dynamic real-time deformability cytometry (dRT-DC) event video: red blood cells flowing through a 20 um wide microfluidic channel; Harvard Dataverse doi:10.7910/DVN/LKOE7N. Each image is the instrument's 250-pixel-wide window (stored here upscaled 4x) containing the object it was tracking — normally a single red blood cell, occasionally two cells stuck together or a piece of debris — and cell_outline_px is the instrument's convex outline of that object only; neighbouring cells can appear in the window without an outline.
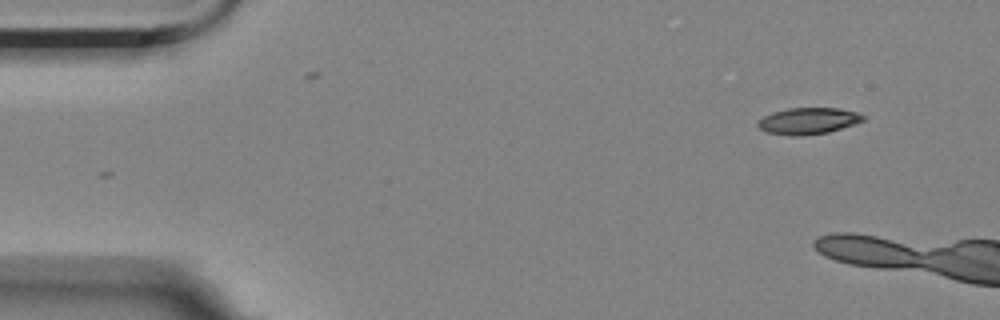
{"species": "Egyptian fruit bat (a non-hibernating species)", "species_latin": "Rousettus aegyptiacus", "temperature_condition": "room temperature", "stored_images_in_passage": 8, "camera_frame_rate_fps": 3000, "um_per_image_px": 0.085, "animal": {"sex": "female"}, "frame": {"image": 1, "passage_image": 1, "time_ms": 0.0, "image_size_px": [1000, 320], "cell_outline_px": [[864, 120], [856, 124], [828, 132], [800, 136], [792, 136], [768, 132], [760, 128], [756, 124], [764, 116], [772, 112], [788, 108], [840, 108], [856, 112], [864, 116]], "centroid_in_image_um": [68.71, 10.27], "position_along_channel_um": 16.3, "area_um2": 16.18}}